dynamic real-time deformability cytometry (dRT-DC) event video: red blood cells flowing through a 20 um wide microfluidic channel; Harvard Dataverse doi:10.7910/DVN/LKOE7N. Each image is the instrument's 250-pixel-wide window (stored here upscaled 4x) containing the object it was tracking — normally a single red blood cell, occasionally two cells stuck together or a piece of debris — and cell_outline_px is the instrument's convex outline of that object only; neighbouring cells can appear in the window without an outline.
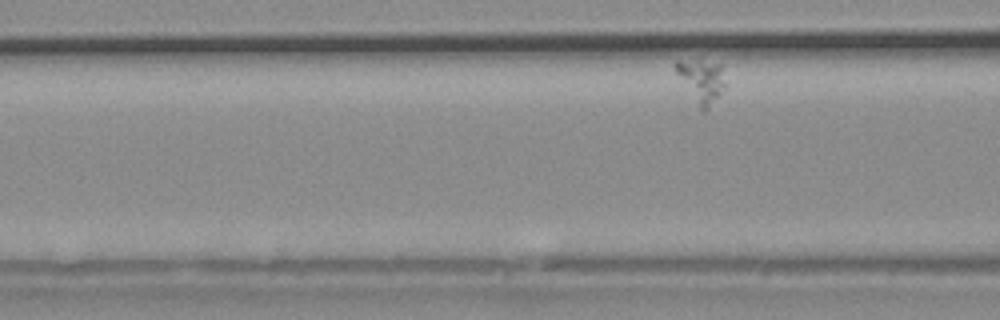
{"species": "common noctule bat (a hibernating species)", "species_latin": "Nyctalus noctula", "temperature_condition": "warm", "stored_images_in_passage": 4, "camera_frame_rate_fps": 3000, "um_per_image_px": 0.085, "animal": {"sex": "male", "body_mass_g": 20.4}, "frame": {"image": 1, "passage_image": 3, "time_ms": 0.667, "image_size_px": [1000, 320], "cell_outline_px": [[724, 88], [704, 112], [700, 108], [676, 72], [672, 64], [676, 60], [700, 60], [720, 64], [724, 84]], "centroid_in_image_um": [59.58, 6.81], "position_along_channel_um": 107.0, "area_um2": 11.91}}